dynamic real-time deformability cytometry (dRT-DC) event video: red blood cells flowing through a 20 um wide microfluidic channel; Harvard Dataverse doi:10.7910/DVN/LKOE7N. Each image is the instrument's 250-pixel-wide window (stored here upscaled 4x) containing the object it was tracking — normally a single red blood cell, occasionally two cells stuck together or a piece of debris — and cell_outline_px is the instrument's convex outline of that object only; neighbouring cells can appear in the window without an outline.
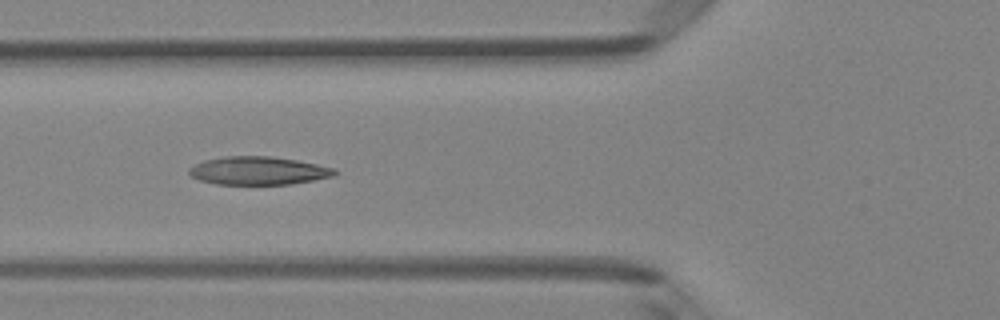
{"species": "Egyptian fruit bat (a non-hibernating species)", "species_latin": "Rousettus aegyptiacus", "temperature_condition": "room temperature", "stored_images_in_passage": 7, "camera_frame_rate_fps": 3000, "um_per_image_px": 0.085, "animal": {"sex": "female"}, "frame": {"image": 1, "passage_image": 5, "time_ms": 5.333, "image_size_px": [1000, 320], "cell_outline_px": [[340, 172], [332, 176], [312, 180], [288, 184], [216, 184], [200, 180], [192, 176], [188, 172], [188, 168], [204, 160], [224, 156], [268, 156], [296, 160], [336, 168]], "centroid_in_image_um": [21.95, 14.5], "position_along_channel_um": 103.8, "area_um2": 23.76}}
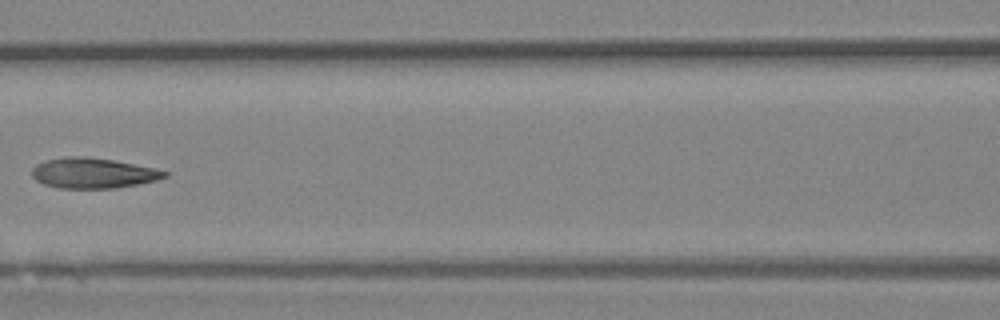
{"frame": {"image": 2, "passage_image": 6, "time_ms": 6.667, "image_size_px": [1000, 320], "cell_outline_px": [[168, 176], [156, 180], [140, 184], [116, 188], [60, 188], [44, 184], [36, 180], [32, 176], [32, 168], [36, 164], [44, 160], [68, 156], [84, 156], [112, 160], [152, 168], [168, 172]], "centroid_in_image_um": [7.88, 14.71], "position_along_channel_um": 158.7, "area_um2": 23.35}}
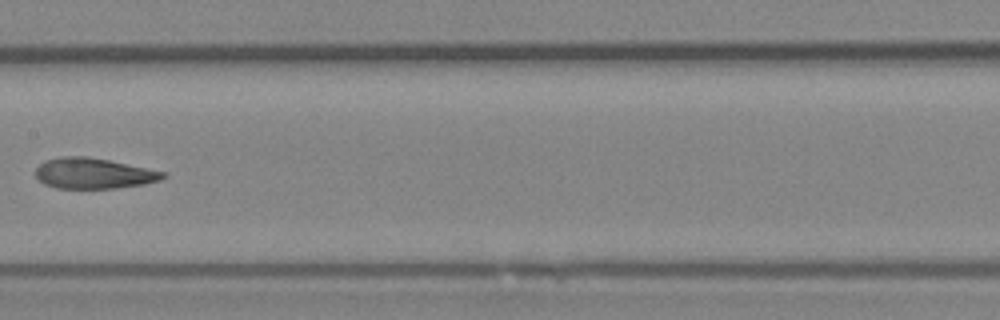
{"frame": {"image": 3, "passage_image": 7, "time_ms": 7.667, "image_size_px": [1000, 320], "cell_outline_px": [[168, 176], [160, 180], [144, 184], [116, 188], [56, 188], [44, 184], [36, 176], [36, 168], [44, 160], [60, 156], [88, 156], [168, 172]], "centroid_in_image_um": [7.98, 14.73], "position_along_channel_um": 199.4, "area_um2": 22.89}}